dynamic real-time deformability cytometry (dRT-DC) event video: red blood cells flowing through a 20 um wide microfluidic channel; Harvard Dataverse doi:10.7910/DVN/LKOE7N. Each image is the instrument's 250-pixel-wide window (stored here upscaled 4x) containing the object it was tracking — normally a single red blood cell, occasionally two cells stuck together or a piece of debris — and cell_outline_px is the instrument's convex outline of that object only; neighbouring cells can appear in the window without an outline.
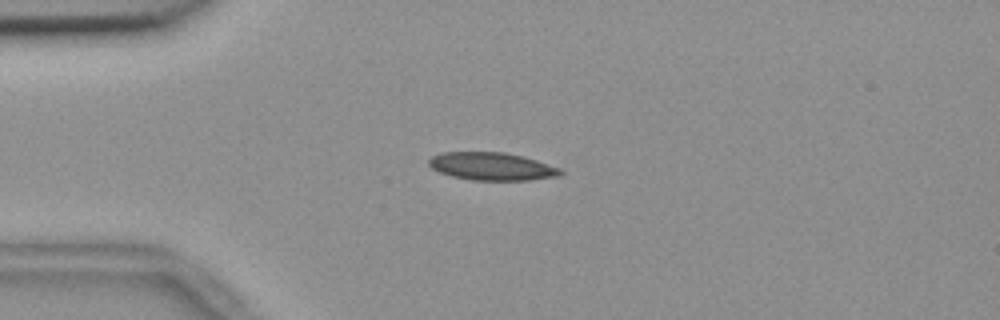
{"species": "common noctule bat (a hibernating species)", "species_latin": "Nyctalus noctula", "temperature_condition": "room temperature", "stored_images_in_passage": 52, "camera_frame_rate_fps": 3000, "um_per_image_px": 0.085, "animal": {"sex": "female", "body_mass_g": 18.4}, "frame": {"image": 1, "passage_image": 11, "time_ms": 3.333, "image_size_px": [1000, 320], "cell_outline_px": [[564, 172], [560, 176], [528, 180], [472, 180], [452, 176], [440, 172], [432, 168], [428, 164], [428, 160], [432, 156], [440, 152], [504, 152], [524, 156], [560, 168]], "centroid_in_image_um": [41.81, 14.14], "position_along_channel_um": 43.2, "area_um2": 21.39}}
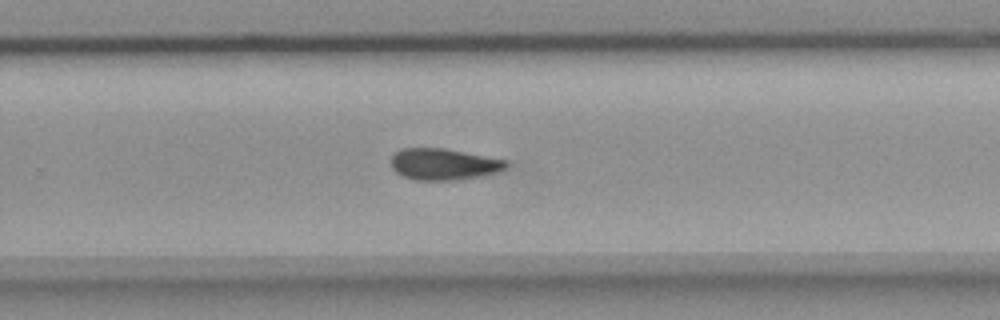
{"frame": {"image": 2, "passage_image": 33, "time_ms": 10.667, "image_size_px": [1000, 320], "cell_outline_px": [[508, 164], [504, 168], [496, 172], [484, 176], [456, 180], [416, 180], [404, 176], [396, 172], [392, 168], [392, 152], [400, 148], [444, 148], [508, 160]], "centroid_in_image_um": [37.7, 13.95], "position_along_channel_um": 292.1, "area_um2": 21.21}}
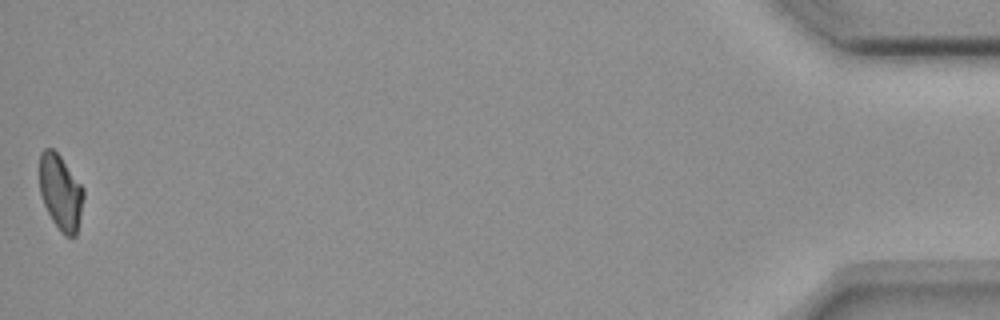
{"frame": {"image": 3, "passage_image": 52, "time_ms": 17.0, "image_size_px": [1000, 320], "cell_outline_px": [[84, 196], [76, 236], [64, 236], [60, 232], [52, 220], [44, 204], [40, 192], [40, 152], [44, 148], [52, 148], [60, 156], [84, 188]], "centroid_in_image_um": [5.15, 16.35], "position_along_channel_um": 430.0, "area_um2": 19.25}}